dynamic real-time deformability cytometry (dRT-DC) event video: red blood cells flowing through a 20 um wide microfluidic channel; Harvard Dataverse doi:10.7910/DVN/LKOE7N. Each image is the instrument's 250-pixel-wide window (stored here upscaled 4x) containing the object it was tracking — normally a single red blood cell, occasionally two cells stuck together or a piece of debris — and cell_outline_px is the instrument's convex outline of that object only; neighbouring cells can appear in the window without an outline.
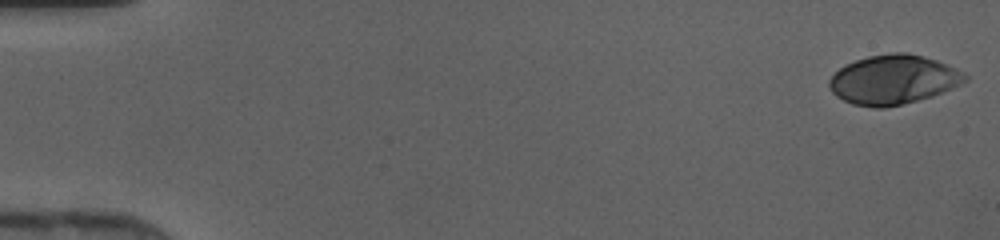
{"species": "human", "species_latin": "Homo sapiens", "temperature_condition": "cold", "stored_images_in_passage": 46, "camera_frame_rate_fps": 3000, "um_per_image_px": 0.085, "donor": {"sex": "female"}, "frame": {"image": 1, "passage_image": 1, "time_ms": 0.0, "image_size_px": [1000, 240], "cell_outline_px": [[968, 80], [952, 88], [932, 96], [884, 108], [876, 108], [852, 104], [836, 96], [828, 88], [828, 80], [844, 64], [868, 56], [892, 52], [908, 52], [924, 56], [936, 60], [956, 68], [964, 72], [968, 76]], "centroid_in_image_um": [75.92, 6.76], "position_along_channel_um": 9.1, "area_um2": 39.07}}
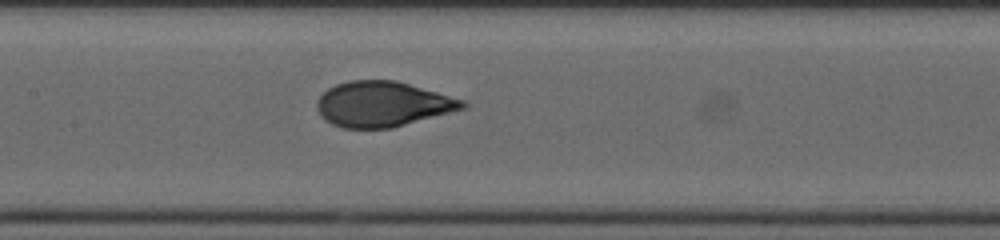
{"frame": {"image": 2, "passage_image": 23, "time_ms": 7.333, "image_size_px": [1000, 240], "cell_outline_px": [[468, 108], [392, 128], [344, 128], [332, 124], [324, 120], [320, 116], [316, 108], [316, 100], [328, 88], [336, 84], [348, 80], [396, 80], [464, 100], [468, 104]], "centroid_in_image_um": [32.52, 8.85], "position_along_channel_um": 174.9, "area_um2": 38.67}}
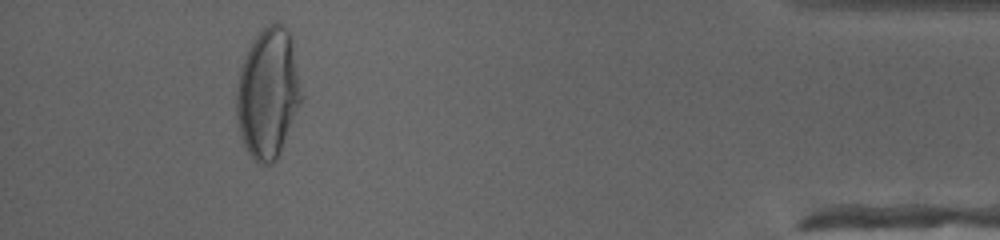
{"frame": {"image": 3, "passage_image": 43, "time_ms": 14.0, "image_size_px": [1000, 240], "cell_outline_px": [[304, 100], [280, 152], [276, 160], [272, 164], [260, 164], [244, 148], [240, 136], [236, 120], [236, 88], [240, 68], [244, 56], [252, 40], [268, 24], [276, 20], [288, 32], [292, 40], [304, 96]], "centroid_in_image_um": [22.79, 7.94], "position_along_channel_um": 412.4, "area_um2": 50.11}}